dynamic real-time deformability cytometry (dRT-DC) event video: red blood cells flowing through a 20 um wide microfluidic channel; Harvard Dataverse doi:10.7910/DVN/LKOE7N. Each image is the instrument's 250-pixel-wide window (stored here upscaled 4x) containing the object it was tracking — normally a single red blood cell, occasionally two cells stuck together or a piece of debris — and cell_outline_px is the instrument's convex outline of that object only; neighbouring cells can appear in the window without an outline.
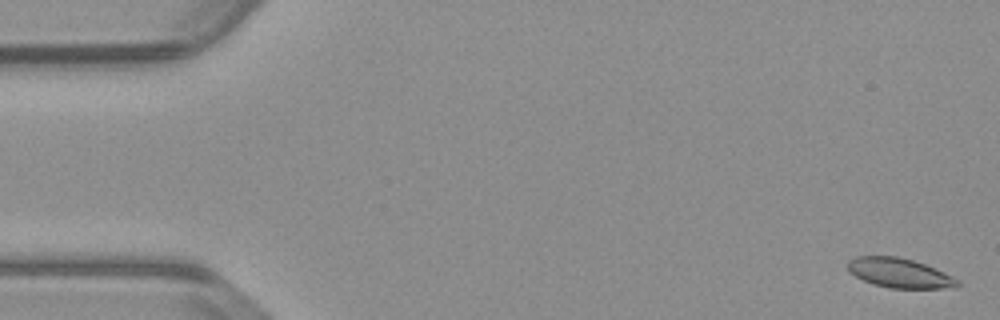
{"species": "common noctule bat (a hibernating species)", "species_latin": "Nyctalus noctula", "temperature_condition": "warm", "stored_images_in_passage": 55, "camera_frame_rate_fps": 3000, "um_per_image_px": 0.085, "animal": {"sex": "male", "body_mass_g": 23.1, "forearm_length_mm": 52.7}, "frame": {"image": 1, "passage_image": 2, "time_ms": 0.333, "image_size_px": [1000, 320], "cell_outline_px": [[960, 284], [956, 288], [888, 288], [872, 284], [848, 272], [848, 260], [856, 256], [896, 256], [912, 260], [924, 264], [952, 276], [960, 280]], "centroid_in_image_um": [76.45, 23.21], "position_along_channel_um": 8.6, "area_um2": 18.9}}
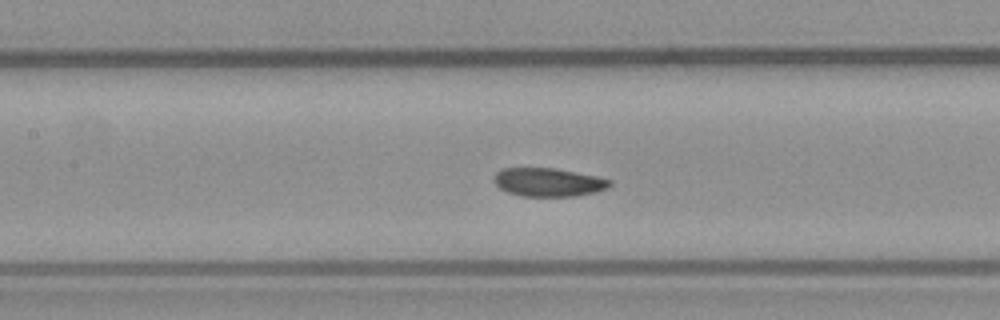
{"frame": {"image": 2, "passage_image": 25, "time_ms": 8.0, "image_size_px": [1000, 320], "cell_outline_px": [[612, 184], [608, 188], [596, 192], [572, 196], [520, 196], [508, 192], [500, 188], [492, 180], [496, 172], [500, 168], [556, 168], [596, 176], [612, 180]], "centroid_in_image_um": [46.6, 15.48], "position_along_channel_um": 160.8, "area_um2": 19.31}}
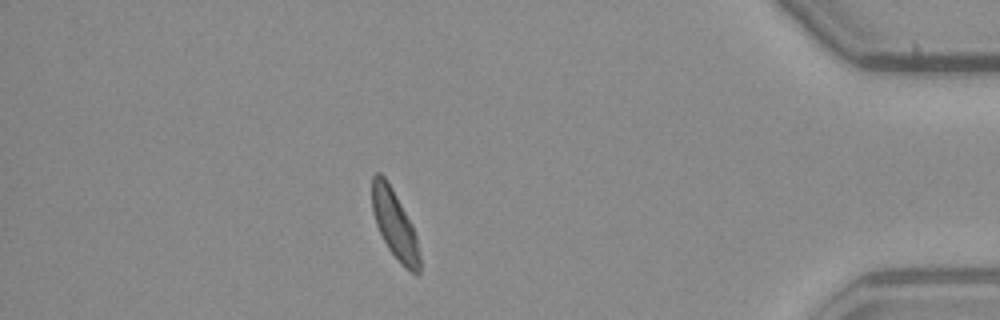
{"frame": {"image": 3, "passage_image": 48, "time_ms": 15.667, "image_size_px": [1000, 320], "cell_outline_px": [[420, 272], [412, 272], [400, 264], [388, 248], [376, 224], [372, 212], [372, 176], [376, 172], [380, 172], [384, 176], [392, 188], [412, 224], [416, 236], [420, 256]], "centroid_in_image_um": [33.53, 19.05], "position_along_channel_um": 401.7, "area_um2": 18.84}, "authors_computed_cell_mechanics": {"area_um2": 19.5942, "velocity_mm_per_s": 3.773, "shape_relaxation_time_tau1_ms": 3.2733, "shape_relaxation_time_tau2_ms": 4.1482, "deformation_change_tau1": 0.1184, "deformation_change_tau2": 0.1098}}